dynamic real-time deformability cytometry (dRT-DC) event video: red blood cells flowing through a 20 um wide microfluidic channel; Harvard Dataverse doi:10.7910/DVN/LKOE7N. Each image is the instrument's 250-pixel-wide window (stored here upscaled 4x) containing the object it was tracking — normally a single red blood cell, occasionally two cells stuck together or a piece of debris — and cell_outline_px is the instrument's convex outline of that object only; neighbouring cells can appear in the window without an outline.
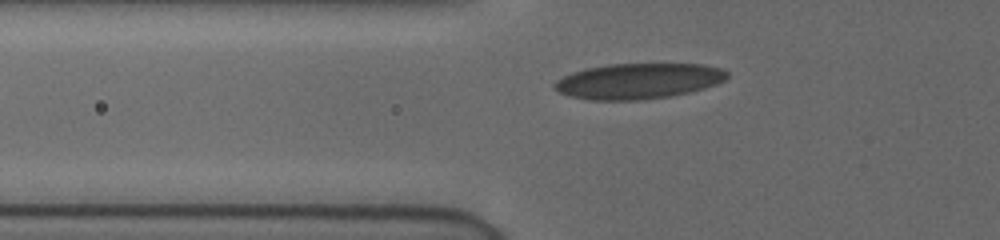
{"species": "human", "species_latin": "Homo sapiens", "temperature_condition": "cold", "stored_images_in_passage": 3, "camera_frame_rate_fps": 3000, "um_per_image_px": 0.085, "donor": {"sex": "female"}, "frame": {"image": 1, "passage_image": 3, "time_ms": 0.667, "image_size_px": [1000, 240], "cell_outline_px": [[728, 76], [724, 80], [716, 84], [704, 88], [688, 92], [668, 96], [640, 100], [592, 100], [572, 96], [560, 92], [552, 88], [552, 84], [556, 80], [572, 72], [584, 68], [608, 64], [704, 64], [720, 68], [728, 72]], "centroid_in_image_um": [54.23, 6.88], "position_along_channel_um": 71.6, "area_um2": 35.72}}